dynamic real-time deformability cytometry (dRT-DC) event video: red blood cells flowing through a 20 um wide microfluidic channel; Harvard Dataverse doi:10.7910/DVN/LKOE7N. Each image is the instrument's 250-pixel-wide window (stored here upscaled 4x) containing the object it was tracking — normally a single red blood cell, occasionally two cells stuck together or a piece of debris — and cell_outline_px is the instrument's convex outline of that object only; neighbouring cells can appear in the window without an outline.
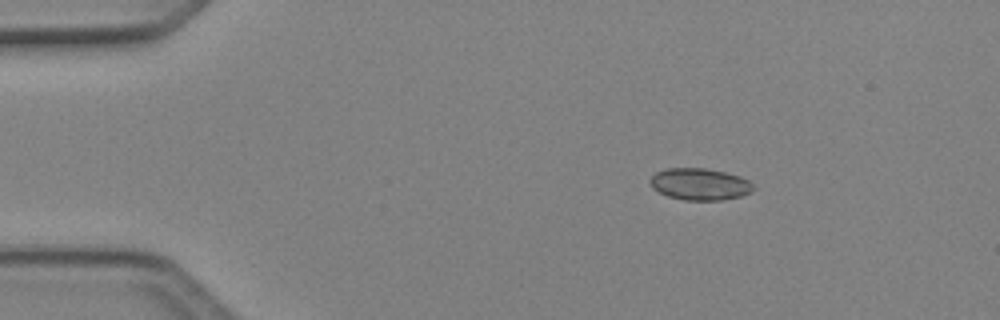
{"species": "Egyptian fruit bat (a non-hibernating species)", "species_latin": "Rousettus aegyptiacus", "temperature_condition": "cold", "stored_images_in_passage": 2, "camera_frame_rate_fps": 3000, "um_per_image_px": 0.085, "animal": {"sex": "female"}, "frame": {"image": 1, "passage_image": 1, "time_ms": 0.0, "image_size_px": [1000, 320], "cell_outline_px": [[756, 188], [752, 192], [740, 196], [720, 200], [684, 200], [668, 196], [652, 188], [648, 180], [656, 172], [664, 168], [704, 168], [724, 172], [740, 176], [748, 180]], "centroid_in_image_um": [59.47, 15.65], "position_along_channel_um": 25.5, "area_um2": 19.19}}